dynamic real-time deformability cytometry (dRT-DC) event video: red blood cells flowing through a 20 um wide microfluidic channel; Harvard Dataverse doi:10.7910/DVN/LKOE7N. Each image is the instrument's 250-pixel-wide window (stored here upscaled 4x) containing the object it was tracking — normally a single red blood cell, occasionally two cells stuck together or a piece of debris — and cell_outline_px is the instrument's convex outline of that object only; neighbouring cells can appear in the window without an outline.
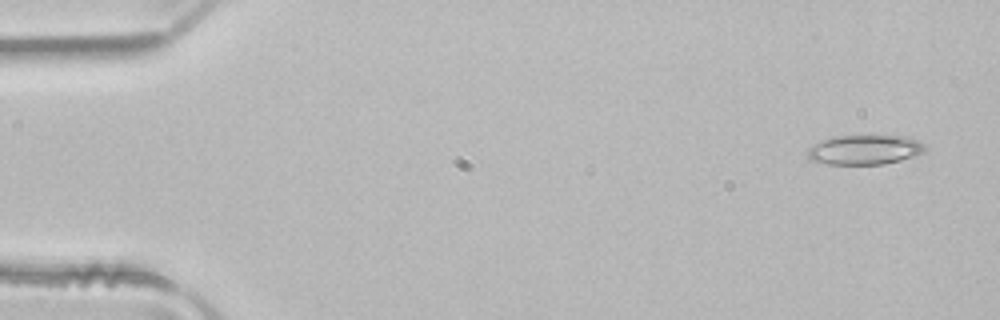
{"species": "common noctule bat (a hibernating species)", "species_latin": "Nyctalus noctula", "temperature_condition": "room temperature", "stored_images_in_passage": 3, "camera_frame_rate_fps": 3000, "um_per_image_px": 0.085, "animal": {"sex": "male", "body_mass_g": 21.5, "forearm_length_mm": 52.0}, "frame": {"image": 1, "passage_image": 1, "time_ms": 0.0, "image_size_px": [1000, 320], "cell_outline_px": [[928, 148], [924, 152], [900, 160], [884, 164], [828, 164], [812, 160], [808, 156], [808, 148], [812, 144], [820, 140], [832, 136], [904, 136], [920, 140]], "centroid_in_image_um": [73.5, 12.72], "position_along_channel_um": 11.5, "area_um2": 20.35}}